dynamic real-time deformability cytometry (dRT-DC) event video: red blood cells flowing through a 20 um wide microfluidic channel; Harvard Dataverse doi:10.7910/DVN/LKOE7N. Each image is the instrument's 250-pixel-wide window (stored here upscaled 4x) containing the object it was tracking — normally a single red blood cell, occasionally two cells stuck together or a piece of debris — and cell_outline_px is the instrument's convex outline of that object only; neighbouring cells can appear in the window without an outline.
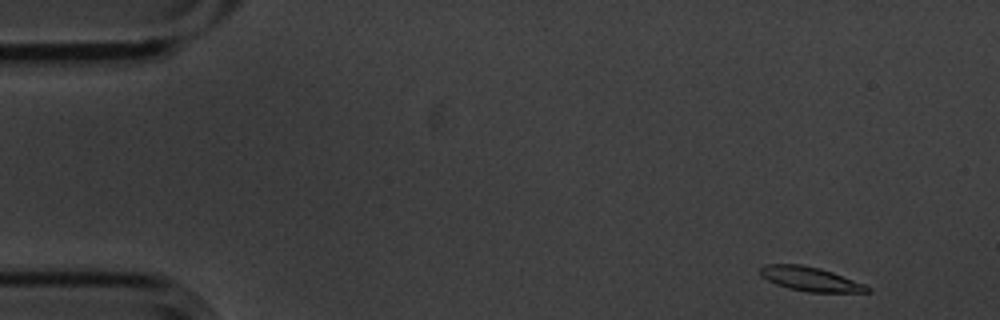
{"species": "common noctule bat (a hibernating species)", "species_latin": "Nyctalus noctula", "temperature_condition": "cold", "stored_images_in_passage": 6, "camera_frame_rate_fps": 3000, "um_per_image_px": 0.085, "animal": {"sex": "male", "body_mass_g": 20.1, "forearm_length_mm": 53.5}, "frame": {"image": 1, "passage_image": 1, "time_ms": 0.0, "image_size_px": [1000, 320], "cell_outline_px": [[872, 292], [808, 292], [788, 288], [776, 284], [760, 276], [760, 268], [764, 264], [800, 264], [820, 268], [832, 272], [864, 284], [872, 288]], "centroid_in_image_um": [68.87, 23.71], "position_along_channel_um": 16.1, "area_um2": 15.09}}
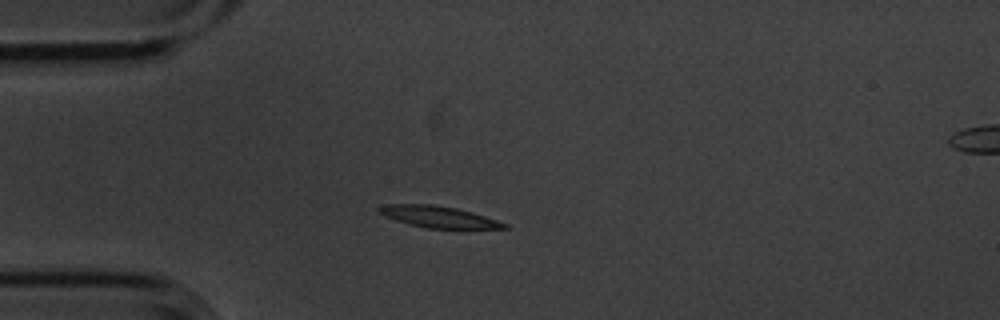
{"frame": {"image": 2, "passage_image": 4, "time_ms": 1.0, "image_size_px": [1000, 320], "cell_outline_px": [[508, 228], [428, 228], [408, 224], [384, 216], [376, 212], [376, 208], [384, 204], [432, 204], [456, 208], [472, 212], [508, 224]], "centroid_in_image_um": [37.19, 18.41], "position_along_channel_um": 47.8, "area_um2": 15.61}}
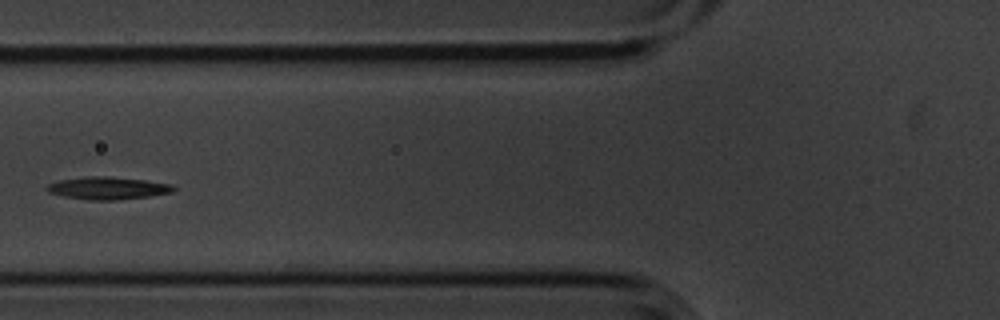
{"frame": {"image": 3, "passage_image": 6, "time_ms": 1.667, "image_size_px": [1000, 320], "cell_outline_px": [[176, 188], [172, 192], [148, 196], [120, 200], [88, 200], [64, 196], [48, 192], [44, 188], [48, 184], [60, 180], [84, 176], [108, 176], [144, 180], [172, 184]], "centroid_in_image_um": [9.14, 15.99], "position_along_channel_um": 116.7, "area_um2": 16.65}}